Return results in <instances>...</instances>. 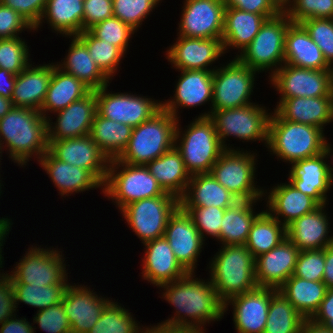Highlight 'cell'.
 Returning <instances> with one entry per match:
<instances>
[{"label": "cell", "instance_id": "64", "mask_svg": "<svg viewBox=\"0 0 333 333\" xmlns=\"http://www.w3.org/2000/svg\"><path fill=\"white\" fill-rule=\"evenodd\" d=\"M160 333H204L205 329L196 327H171L166 325H154Z\"/></svg>", "mask_w": 333, "mask_h": 333}, {"label": "cell", "instance_id": "20", "mask_svg": "<svg viewBox=\"0 0 333 333\" xmlns=\"http://www.w3.org/2000/svg\"><path fill=\"white\" fill-rule=\"evenodd\" d=\"M278 290L270 287H257L231 298L224 304L233 306V321L238 333H263L268 317L271 297Z\"/></svg>", "mask_w": 333, "mask_h": 333}, {"label": "cell", "instance_id": "3", "mask_svg": "<svg viewBox=\"0 0 333 333\" xmlns=\"http://www.w3.org/2000/svg\"><path fill=\"white\" fill-rule=\"evenodd\" d=\"M209 264V280L223 304L258 287L255 258L245 245L221 246Z\"/></svg>", "mask_w": 333, "mask_h": 333}, {"label": "cell", "instance_id": "21", "mask_svg": "<svg viewBox=\"0 0 333 333\" xmlns=\"http://www.w3.org/2000/svg\"><path fill=\"white\" fill-rule=\"evenodd\" d=\"M56 113V123L51 122L50 117L48 118V141L90 135L92 123L97 113L96 92L91 90L83 98Z\"/></svg>", "mask_w": 333, "mask_h": 333}, {"label": "cell", "instance_id": "54", "mask_svg": "<svg viewBox=\"0 0 333 333\" xmlns=\"http://www.w3.org/2000/svg\"><path fill=\"white\" fill-rule=\"evenodd\" d=\"M33 323L48 333H71V326L61 303L39 310Z\"/></svg>", "mask_w": 333, "mask_h": 333}, {"label": "cell", "instance_id": "16", "mask_svg": "<svg viewBox=\"0 0 333 333\" xmlns=\"http://www.w3.org/2000/svg\"><path fill=\"white\" fill-rule=\"evenodd\" d=\"M178 36L221 39L224 28L223 0H185Z\"/></svg>", "mask_w": 333, "mask_h": 333}, {"label": "cell", "instance_id": "34", "mask_svg": "<svg viewBox=\"0 0 333 333\" xmlns=\"http://www.w3.org/2000/svg\"><path fill=\"white\" fill-rule=\"evenodd\" d=\"M266 19L262 14L225 7L221 37L224 51L232 47L242 52L257 35Z\"/></svg>", "mask_w": 333, "mask_h": 333}, {"label": "cell", "instance_id": "10", "mask_svg": "<svg viewBox=\"0 0 333 333\" xmlns=\"http://www.w3.org/2000/svg\"><path fill=\"white\" fill-rule=\"evenodd\" d=\"M251 152L240 149H226L212 166V176L240 201H254L265 195L263 189L256 188V160ZM263 190V191H262Z\"/></svg>", "mask_w": 333, "mask_h": 333}, {"label": "cell", "instance_id": "70", "mask_svg": "<svg viewBox=\"0 0 333 333\" xmlns=\"http://www.w3.org/2000/svg\"><path fill=\"white\" fill-rule=\"evenodd\" d=\"M324 327L333 332V316H331V320Z\"/></svg>", "mask_w": 333, "mask_h": 333}, {"label": "cell", "instance_id": "53", "mask_svg": "<svg viewBox=\"0 0 333 333\" xmlns=\"http://www.w3.org/2000/svg\"><path fill=\"white\" fill-rule=\"evenodd\" d=\"M324 267V249L300 251L293 275L306 280L322 281Z\"/></svg>", "mask_w": 333, "mask_h": 333}, {"label": "cell", "instance_id": "60", "mask_svg": "<svg viewBox=\"0 0 333 333\" xmlns=\"http://www.w3.org/2000/svg\"><path fill=\"white\" fill-rule=\"evenodd\" d=\"M333 316V288H328L318 310L309 319L312 323L325 326Z\"/></svg>", "mask_w": 333, "mask_h": 333}, {"label": "cell", "instance_id": "29", "mask_svg": "<svg viewBox=\"0 0 333 333\" xmlns=\"http://www.w3.org/2000/svg\"><path fill=\"white\" fill-rule=\"evenodd\" d=\"M268 194L266 203L269 209L266 211L285 227L320 206L312 197L302 193L289 182L278 184ZM280 216L284 218L280 219Z\"/></svg>", "mask_w": 333, "mask_h": 333}, {"label": "cell", "instance_id": "39", "mask_svg": "<svg viewBox=\"0 0 333 333\" xmlns=\"http://www.w3.org/2000/svg\"><path fill=\"white\" fill-rule=\"evenodd\" d=\"M327 289L323 281H311L292 275L278 291L309 320L325 298Z\"/></svg>", "mask_w": 333, "mask_h": 333}, {"label": "cell", "instance_id": "37", "mask_svg": "<svg viewBox=\"0 0 333 333\" xmlns=\"http://www.w3.org/2000/svg\"><path fill=\"white\" fill-rule=\"evenodd\" d=\"M72 38L67 57L65 56L62 64H56V66L82 81L91 90H97L108 85L110 79L91 58L86 45L77 36Z\"/></svg>", "mask_w": 333, "mask_h": 333}, {"label": "cell", "instance_id": "38", "mask_svg": "<svg viewBox=\"0 0 333 333\" xmlns=\"http://www.w3.org/2000/svg\"><path fill=\"white\" fill-rule=\"evenodd\" d=\"M83 17L84 0H46L41 20L34 30L46 19L51 29L71 38L82 32Z\"/></svg>", "mask_w": 333, "mask_h": 333}, {"label": "cell", "instance_id": "33", "mask_svg": "<svg viewBox=\"0 0 333 333\" xmlns=\"http://www.w3.org/2000/svg\"><path fill=\"white\" fill-rule=\"evenodd\" d=\"M240 201L225 189L211 173L192 175L185 194L179 199L180 206H215L230 208Z\"/></svg>", "mask_w": 333, "mask_h": 333}, {"label": "cell", "instance_id": "63", "mask_svg": "<svg viewBox=\"0 0 333 333\" xmlns=\"http://www.w3.org/2000/svg\"><path fill=\"white\" fill-rule=\"evenodd\" d=\"M325 267L322 281L327 288H333V243L324 248Z\"/></svg>", "mask_w": 333, "mask_h": 333}, {"label": "cell", "instance_id": "9", "mask_svg": "<svg viewBox=\"0 0 333 333\" xmlns=\"http://www.w3.org/2000/svg\"><path fill=\"white\" fill-rule=\"evenodd\" d=\"M255 104L252 102L239 108L212 110L198 117H209L213 121L218 138L225 149H233L225 144V138L229 136L244 141H265L267 147L271 113L266 112L265 107Z\"/></svg>", "mask_w": 333, "mask_h": 333}, {"label": "cell", "instance_id": "30", "mask_svg": "<svg viewBox=\"0 0 333 333\" xmlns=\"http://www.w3.org/2000/svg\"><path fill=\"white\" fill-rule=\"evenodd\" d=\"M58 188L61 196L84 192L103 185L86 169L56 159L49 151L37 160Z\"/></svg>", "mask_w": 333, "mask_h": 333}, {"label": "cell", "instance_id": "15", "mask_svg": "<svg viewBox=\"0 0 333 333\" xmlns=\"http://www.w3.org/2000/svg\"><path fill=\"white\" fill-rule=\"evenodd\" d=\"M105 85L96 92L97 113L106 119L132 128L150 119L162 108V102L131 93H107ZM153 100V101H152Z\"/></svg>", "mask_w": 333, "mask_h": 333}, {"label": "cell", "instance_id": "19", "mask_svg": "<svg viewBox=\"0 0 333 333\" xmlns=\"http://www.w3.org/2000/svg\"><path fill=\"white\" fill-rule=\"evenodd\" d=\"M164 237L169 242L175 258L189 273H195L198 256L204 240L191 216L180 205L168 219Z\"/></svg>", "mask_w": 333, "mask_h": 333}, {"label": "cell", "instance_id": "7", "mask_svg": "<svg viewBox=\"0 0 333 333\" xmlns=\"http://www.w3.org/2000/svg\"><path fill=\"white\" fill-rule=\"evenodd\" d=\"M121 167V168H120ZM122 170H118V169ZM117 169V170H116ZM103 193L121 210L123 207L141 199L170 195L144 165H130L110 160Z\"/></svg>", "mask_w": 333, "mask_h": 333}, {"label": "cell", "instance_id": "71", "mask_svg": "<svg viewBox=\"0 0 333 333\" xmlns=\"http://www.w3.org/2000/svg\"><path fill=\"white\" fill-rule=\"evenodd\" d=\"M331 71H332V90H333V66L331 67Z\"/></svg>", "mask_w": 333, "mask_h": 333}, {"label": "cell", "instance_id": "65", "mask_svg": "<svg viewBox=\"0 0 333 333\" xmlns=\"http://www.w3.org/2000/svg\"><path fill=\"white\" fill-rule=\"evenodd\" d=\"M12 222L8 218H0V268H2L3 256H2V248L3 243L5 242L6 235L9 234Z\"/></svg>", "mask_w": 333, "mask_h": 333}, {"label": "cell", "instance_id": "13", "mask_svg": "<svg viewBox=\"0 0 333 333\" xmlns=\"http://www.w3.org/2000/svg\"><path fill=\"white\" fill-rule=\"evenodd\" d=\"M19 261L9 274L13 284L47 286L69 283L62 251L32 245Z\"/></svg>", "mask_w": 333, "mask_h": 333}, {"label": "cell", "instance_id": "62", "mask_svg": "<svg viewBox=\"0 0 333 333\" xmlns=\"http://www.w3.org/2000/svg\"><path fill=\"white\" fill-rule=\"evenodd\" d=\"M17 75L0 68V96L11 99Z\"/></svg>", "mask_w": 333, "mask_h": 333}, {"label": "cell", "instance_id": "17", "mask_svg": "<svg viewBox=\"0 0 333 333\" xmlns=\"http://www.w3.org/2000/svg\"><path fill=\"white\" fill-rule=\"evenodd\" d=\"M327 144L324 152L314 157L291 163L289 183L302 193L312 197L319 205L327 204V192L333 185V166L327 164L332 152ZM326 159V161L324 160Z\"/></svg>", "mask_w": 333, "mask_h": 333}, {"label": "cell", "instance_id": "40", "mask_svg": "<svg viewBox=\"0 0 333 333\" xmlns=\"http://www.w3.org/2000/svg\"><path fill=\"white\" fill-rule=\"evenodd\" d=\"M257 201H238L234 206L225 209L219 235L222 246L246 244L250 227L261 213L254 214L253 205Z\"/></svg>", "mask_w": 333, "mask_h": 333}, {"label": "cell", "instance_id": "28", "mask_svg": "<svg viewBox=\"0 0 333 333\" xmlns=\"http://www.w3.org/2000/svg\"><path fill=\"white\" fill-rule=\"evenodd\" d=\"M277 103L274 111L283 120L316 126L322 130L333 121L332 97H295Z\"/></svg>", "mask_w": 333, "mask_h": 333}, {"label": "cell", "instance_id": "4", "mask_svg": "<svg viewBox=\"0 0 333 333\" xmlns=\"http://www.w3.org/2000/svg\"><path fill=\"white\" fill-rule=\"evenodd\" d=\"M323 131L316 126L283 120L274 111L269 120L267 148L291 164L324 152L328 140Z\"/></svg>", "mask_w": 333, "mask_h": 333}, {"label": "cell", "instance_id": "56", "mask_svg": "<svg viewBox=\"0 0 333 333\" xmlns=\"http://www.w3.org/2000/svg\"><path fill=\"white\" fill-rule=\"evenodd\" d=\"M113 17L112 0H84L82 32Z\"/></svg>", "mask_w": 333, "mask_h": 333}, {"label": "cell", "instance_id": "18", "mask_svg": "<svg viewBox=\"0 0 333 333\" xmlns=\"http://www.w3.org/2000/svg\"><path fill=\"white\" fill-rule=\"evenodd\" d=\"M48 143V151L56 159L86 169L102 185L105 183L110 160L90 135Z\"/></svg>", "mask_w": 333, "mask_h": 333}, {"label": "cell", "instance_id": "42", "mask_svg": "<svg viewBox=\"0 0 333 333\" xmlns=\"http://www.w3.org/2000/svg\"><path fill=\"white\" fill-rule=\"evenodd\" d=\"M286 238V227L263 210L253 221L245 246L256 258L270 251Z\"/></svg>", "mask_w": 333, "mask_h": 333}, {"label": "cell", "instance_id": "69", "mask_svg": "<svg viewBox=\"0 0 333 333\" xmlns=\"http://www.w3.org/2000/svg\"><path fill=\"white\" fill-rule=\"evenodd\" d=\"M274 1L283 9L289 0H274Z\"/></svg>", "mask_w": 333, "mask_h": 333}, {"label": "cell", "instance_id": "27", "mask_svg": "<svg viewBox=\"0 0 333 333\" xmlns=\"http://www.w3.org/2000/svg\"><path fill=\"white\" fill-rule=\"evenodd\" d=\"M325 207L326 204L320 205L286 227L287 238L299 251L324 249L333 243V236H328L330 223Z\"/></svg>", "mask_w": 333, "mask_h": 333}, {"label": "cell", "instance_id": "23", "mask_svg": "<svg viewBox=\"0 0 333 333\" xmlns=\"http://www.w3.org/2000/svg\"><path fill=\"white\" fill-rule=\"evenodd\" d=\"M71 285L65 291L61 302L67 314L71 333H87L96 324L104 307L111 301L102 296L98 297L90 287Z\"/></svg>", "mask_w": 333, "mask_h": 333}, {"label": "cell", "instance_id": "22", "mask_svg": "<svg viewBox=\"0 0 333 333\" xmlns=\"http://www.w3.org/2000/svg\"><path fill=\"white\" fill-rule=\"evenodd\" d=\"M174 45L167 50V59L179 70H207L213 62L225 53L222 39L177 37Z\"/></svg>", "mask_w": 333, "mask_h": 333}, {"label": "cell", "instance_id": "5", "mask_svg": "<svg viewBox=\"0 0 333 333\" xmlns=\"http://www.w3.org/2000/svg\"><path fill=\"white\" fill-rule=\"evenodd\" d=\"M177 119L161 108L150 119L133 128L127 147L117 158L130 165H144L175 145Z\"/></svg>", "mask_w": 333, "mask_h": 333}, {"label": "cell", "instance_id": "59", "mask_svg": "<svg viewBox=\"0 0 333 333\" xmlns=\"http://www.w3.org/2000/svg\"><path fill=\"white\" fill-rule=\"evenodd\" d=\"M9 273L0 274V325L7 319L16 316L14 286Z\"/></svg>", "mask_w": 333, "mask_h": 333}, {"label": "cell", "instance_id": "8", "mask_svg": "<svg viewBox=\"0 0 333 333\" xmlns=\"http://www.w3.org/2000/svg\"><path fill=\"white\" fill-rule=\"evenodd\" d=\"M291 23L283 10L266 19L251 43L236 58L258 73L271 69L269 74L272 76L284 64L285 37Z\"/></svg>", "mask_w": 333, "mask_h": 333}, {"label": "cell", "instance_id": "68", "mask_svg": "<svg viewBox=\"0 0 333 333\" xmlns=\"http://www.w3.org/2000/svg\"><path fill=\"white\" fill-rule=\"evenodd\" d=\"M142 333H160V332L154 326H151L150 328L146 326V328Z\"/></svg>", "mask_w": 333, "mask_h": 333}, {"label": "cell", "instance_id": "50", "mask_svg": "<svg viewBox=\"0 0 333 333\" xmlns=\"http://www.w3.org/2000/svg\"><path fill=\"white\" fill-rule=\"evenodd\" d=\"M89 31L96 38L119 47L124 53L127 51L129 39L136 32L128 24L114 16L94 25Z\"/></svg>", "mask_w": 333, "mask_h": 333}, {"label": "cell", "instance_id": "44", "mask_svg": "<svg viewBox=\"0 0 333 333\" xmlns=\"http://www.w3.org/2000/svg\"><path fill=\"white\" fill-rule=\"evenodd\" d=\"M69 284L36 286L32 284H13L16 306L19 302L39 310L61 303Z\"/></svg>", "mask_w": 333, "mask_h": 333}, {"label": "cell", "instance_id": "66", "mask_svg": "<svg viewBox=\"0 0 333 333\" xmlns=\"http://www.w3.org/2000/svg\"><path fill=\"white\" fill-rule=\"evenodd\" d=\"M300 333H333L329 329L323 326L316 325L310 320H305L301 327Z\"/></svg>", "mask_w": 333, "mask_h": 333}, {"label": "cell", "instance_id": "52", "mask_svg": "<svg viewBox=\"0 0 333 333\" xmlns=\"http://www.w3.org/2000/svg\"><path fill=\"white\" fill-rule=\"evenodd\" d=\"M300 24L323 53L326 62L333 66V19L310 18Z\"/></svg>", "mask_w": 333, "mask_h": 333}, {"label": "cell", "instance_id": "1", "mask_svg": "<svg viewBox=\"0 0 333 333\" xmlns=\"http://www.w3.org/2000/svg\"><path fill=\"white\" fill-rule=\"evenodd\" d=\"M195 276L189 272L179 280L159 286L164 288L163 298L176 309L175 316L159 325L203 329L206 323L222 319L224 304L218 298L212 282Z\"/></svg>", "mask_w": 333, "mask_h": 333}, {"label": "cell", "instance_id": "45", "mask_svg": "<svg viewBox=\"0 0 333 333\" xmlns=\"http://www.w3.org/2000/svg\"><path fill=\"white\" fill-rule=\"evenodd\" d=\"M128 311L111 300L104 307L96 324L87 333H142L145 327L141 329Z\"/></svg>", "mask_w": 333, "mask_h": 333}, {"label": "cell", "instance_id": "26", "mask_svg": "<svg viewBox=\"0 0 333 333\" xmlns=\"http://www.w3.org/2000/svg\"><path fill=\"white\" fill-rule=\"evenodd\" d=\"M143 244L146 251L142 260V276L151 284L159 287L179 280L188 273L175 258L173 250L164 236Z\"/></svg>", "mask_w": 333, "mask_h": 333}, {"label": "cell", "instance_id": "73", "mask_svg": "<svg viewBox=\"0 0 333 333\" xmlns=\"http://www.w3.org/2000/svg\"><path fill=\"white\" fill-rule=\"evenodd\" d=\"M0 154H2V150H1V147H0ZM0 156H2V155H0ZM1 159V158H0ZM1 162V161H0ZM1 165V164H0Z\"/></svg>", "mask_w": 333, "mask_h": 333}, {"label": "cell", "instance_id": "12", "mask_svg": "<svg viewBox=\"0 0 333 333\" xmlns=\"http://www.w3.org/2000/svg\"><path fill=\"white\" fill-rule=\"evenodd\" d=\"M257 72L236 57L213 71L212 110L239 108L252 104L254 77Z\"/></svg>", "mask_w": 333, "mask_h": 333}, {"label": "cell", "instance_id": "36", "mask_svg": "<svg viewBox=\"0 0 333 333\" xmlns=\"http://www.w3.org/2000/svg\"><path fill=\"white\" fill-rule=\"evenodd\" d=\"M52 64V77L49 83L47 94L44 103L40 109L41 114L48 119V114L56 113L68 107L71 103L75 102L86 96L91 89L86 86L82 81L78 80L73 75L67 74ZM47 112V113H46Z\"/></svg>", "mask_w": 333, "mask_h": 333}, {"label": "cell", "instance_id": "41", "mask_svg": "<svg viewBox=\"0 0 333 333\" xmlns=\"http://www.w3.org/2000/svg\"><path fill=\"white\" fill-rule=\"evenodd\" d=\"M133 128L96 113L90 136L109 160L117 159L127 147Z\"/></svg>", "mask_w": 333, "mask_h": 333}, {"label": "cell", "instance_id": "48", "mask_svg": "<svg viewBox=\"0 0 333 333\" xmlns=\"http://www.w3.org/2000/svg\"><path fill=\"white\" fill-rule=\"evenodd\" d=\"M24 41L20 37L0 39V68L18 75L30 64L29 48Z\"/></svg>", "mask_w": 333, "mask_h": 333}, {"label": "cell", "instance_id": "11", "mask_svg": "<svg viewBox=\"0 0 333 333\" xmlns=\"http://www.w3.org/2000/svg\"><path fill=\"white\" fill-rule=\"evenodd\" d=\"M179 206V199L173 194L141 199L121 209L129 228L142 243L164 236L171 214Z\"/></svg>", "mask_w": 333, "mask_h": 333}, {"label": "cell", "instance_id": "55", "mask_svg": "<svg viewBox=\"0 0 333 333\" xmlns=\"http://www.w3.org/2000/svg\"><path fill=\"white\" fill-rule=\"evenodd\" d=\"M26 29L34 30L19 13L0 3V39L19 37Z\"/></svg>", "mask_w": 333, "mask_h": 333}, {"label": "cell", "instance_id": "67", "mask_svg": "<svg viewBox=\"0 0 333 333\" xmlns=\"http://www.w3.org/2000/svg\"><path fill=\"white\" fill-rule=\"evenodd\" d=\"M14 107L12 100L0 96V119Z\"/></svg>", "mask_w": 333, "mask_h": 333}, {"label": "cell", "instance_id": "31", "mask_svg": "<svg viewBox=\"0 0 333 333\" xmlns=\"http://www.w3.org/2000/svg\"><path fill=\"white\" fill-rule=\"evenodd\" d=\"M284 64L315 70L331 69L305 28L293 22L288 26L285 37Z\"/></svg>", "mask_w": 333, "mask_h": 333}, {"label": "cell", "instance_id": "32", "mask_svg": "<svg viewBox=\"0 0 333 333\" xmlns=\"http://www.w3.org/2000/svg\"><path fill=\"white\" fill-rule=\"evenodd\" d=\"M52 77V65L32 67L29 64L16 77L12 94L14 107H27L40 111Z\"/></svg>", "mask_w": 333, "mask_h": 333}, {"label": "cell", "instance_id": "47", "mask_svg": "<svg viewBox=\"0 0 333 333\" xmlns=\"http://www.w3.org/2000/svg\"><path fill=\"white\" fill-rule=\"evenodd\" d=\"M293 23L305 19H333V0H289L282 9Z\"/></svg>", "mask_w": 333, "mask_h": 333}, {"label": "cell", "instance_id": "46", "mask_svg": "<svg viewBox=\"0 0 333 333\" xmlns=\"http://www.w3.org/2000/svg\"><path fill=\"white\" fill-rule=\"evenodd\" d=\"M77 37L86 45L100 70L111 80L125 53L119 47L96 38L89 30L81 32Z\"/></svg>", "mask_w": 333, "mask_h": 333}, {"label": "cell", "instance_id": "6", "mask_svg": "<svg viewBox=\"0 0 333 333\" xmlns=\"http://www.w3.org/2000/svg\"><path fill=\"white\" fill-rule=\"evenodd\" d=\"M178 121L174 146L181 153L186 169L191 176L210 173L212 166L226 150L218 138L213 121L209 117H198L184 130L183 136Z\"/></svg>", "mask_w": 333, "mask_h": 333}, {"label": "cell", "instance_id": "35", "mask_svg": "<svg viewBox=\"0 0 333 333\" xmlns=\"http://www.w3.org/2000/svg\"><path fill=\"white\" fill-rule=\"evenodd\" d=\"M146 167L165 192L178 199L185 194L191 175L175 146Z\"/></svg>", "mask_w": 333, "mask_h": 333}, {"label": "cell", "instance_id": "49", "mask_svg": "<svg viewBox=\"0 0 333 333\" xmlns=\"http://www.w3.org/2000/svg\"><path fill=\"white\" fill-rule=\"evenodd\" d=\"M161 0H112L113 16L137 31Z\"/></svg>", "mask_w": 333, "mask_h": 333}, {"label": "cell", "instance_id": "25", "mask_svg": "<svg viewBox=\"0 0 333 333\" xmlns=\"http://www.w3.org/2000/svg\"><path fill=\"white\" fill-rule=\"evenodd\" d=\"M173 99L162 103V108L178 120V108H190L210 102L213 95V71L180 70Z\"/></svg>", "mask_w": 333, "mask_h": 333}, {"label": "cell", "instance_id": "43", "mask_svg": "<svg viewBox=\"0 0 333 333\" xmlns=\"http://www.w3.org/2000/svg\"><path fill=\"white\" fill-rule=\"evenodd\" d=\"M305 318L277 291L269 304L263 333H300Z\"/></svg>", "mask_w": 333, "mask_h": 333}, {"label": "cell", "instance_id": "2", "mask_svg": "<svg viewBox=\"0 0 333 333\" xmlns=\"http://www.w3.org/2000/svg\"><path fill=\"white\" fill-rule=\"evenodd\" d=\"M47 126L48 119L40 111L13 107L0 119L1 150L7 147L9 157L22 167L33 156L39 160L48 151Z\"/></svg>", "mask_w": 333, "mask_h": 333}, {"label": "cell", "instance_id": "72", "mask_svg": "<svg viewBox=\"0 0 333 333\" xmlns=\"http://www.w3.org/2000/svg\"><path fill=\"white\" fill-rule=\"evenodd\" d=\"M0 181H1V180H0ZM1 186H2V185H1V182H0V195H1V192H2V191H1V188H2V187H1Z\"/></svg>", "mask_w": 333, "mask_h": 333}, {"label": "cell", "instance_id": "61", "mask_svg": "<svg viewBox=\"0 0 333 333\" xmlns=\"http://www.w3.org/2000/svg\"><path fill=\"white\" fill-rule=\"evenodd\" d=\"M32 324L26 318L17 319L13 316L1 324L0 333H34Z\"/></svg>", "mask_w": 333, "mask_h": 333}, {"label": "cell", "instance_id": "58", "mask_svg": "<svg viewBox=\"0 0 333 333\" xmlns=\"http://www.w3.org/2000/svg\"><path fill=\"white\" fill-rule=\"evenodd\" d=\"M226 7L237 8L255 14H262L267 19L276 16L282 8L274 0H223Z\"/></svg>", "mask_w": 333, "mask_h": 333}, {"label": "cell", "instance_id": "24", "mask_svg": "<svg viewBox=\"0 0 333 333\" xmlns=\"http://www.w3.org/2000/svg\"><path fill=\"white\" fill-rule=\"evenodd\" d=\"M299 249L288 239L255 258L258 287L279 289L293 274Z\"/></svg>", "mask_w": 333, "mask_h": 333}, {"label": "cell", "instance_id": "57", "mask_svg": "<svg viewBox=\"0 0 333 333\" xmlns=\"http://www.w3.org/2000/svg\"><path fill=\"white\" fill-rule=\"evenodd\" d=\"M0 3L15 10L35 28L41 20L46 0H0Z\"/></svg>", "mask_w": 333, "mask_h": 333}, {"label": "cell", "instance_id": "14", "mask_svg": "<svg viewBox=\"0 0 333 333\" xmlns=\"http://www.w3.org/2000/svg\"><path fill=\"white\" fill-rule=\"evenodd\" d=\"M270 81L280 93L279 100L295 97H332L331 69L315 70L283 64Z\"/></svg>", "mask_w": 333, "mask_h": 333}, {"label": "cell", "instance_id": "51", "mask_svg": "<svg viewBox=\"0 0 333 333\" xmlns=\"http://www.w3.org/2000/svg\"><path fill=\"white\" fill-rule=\"evenodd\" d=\"M191 216L202 239L210 235L219 241L220 228L225 209L215 206H181ZM204 232L206 233L204 235Z\"/></svg>", "mask_w": 333, "mask_h": 333}]
</instances>
